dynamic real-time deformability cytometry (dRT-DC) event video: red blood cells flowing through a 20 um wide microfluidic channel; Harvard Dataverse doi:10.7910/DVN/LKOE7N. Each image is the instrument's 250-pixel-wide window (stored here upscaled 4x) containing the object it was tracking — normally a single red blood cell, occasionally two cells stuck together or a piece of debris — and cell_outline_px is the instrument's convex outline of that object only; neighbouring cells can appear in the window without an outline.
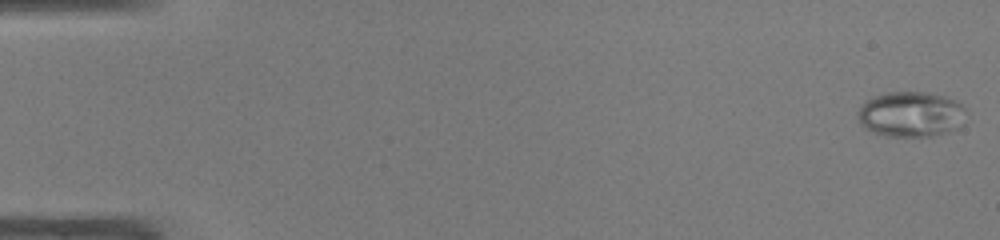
{"species": "common noctule bat (a hibernating species)", "species_latin": "Nyctalus noctula", "temperature_condition": "warm", "stored_images_in_passage": 48, "camera_frame_rate_fps": 3000, "um_per_image_px": 0.085, "animal": {"sex": "male", "body_mass_g": 19.0, "forearm_length_mm": 50.8}, "frame": {"image": 1, "passage_image": 1, "time_ms": 0.0, "image_size_px": [1000, 240], "cell_outline_px": [[968, 112], [956, 128], [928, 136], [888, 136], [876, 132], [860, 124], [856, 116], [856, 112], [868, 100], [876, 96], [888, 92], [928, 92], [952, 100], [960, 104]], "centroid_in_image_um": [77.39, 9.7], "position_along_channel_um": 7.6, "area_um2": 27.92}}
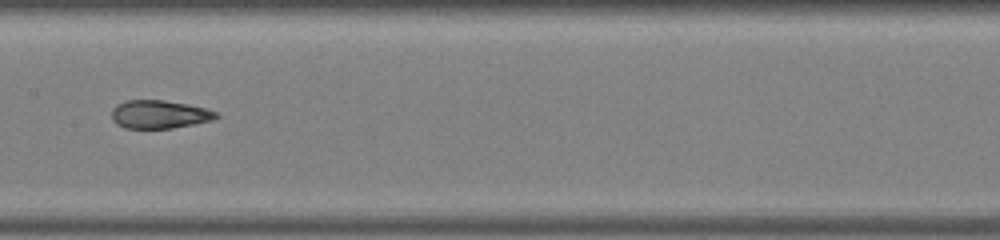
{"frame": {"image": 2, "passage_image": 25, "time_ms": 8.0, "image_size_px": [1000, 240], "cell_outline_px": [[220, 116], [212, 120], [196, 124], [172, 128], [124, 128], [116, 124], [112, 120], [112, 108], [116, 104], [124, 100], [164, 100], [188, 104], [204, 108], [216, 112]], "centroid_in_image_um": [13.52, 9.72], "position_along_channel_um": 193.9, "area_um2": 17.34}}
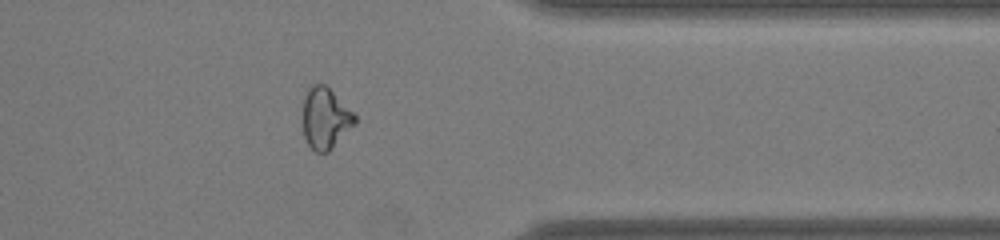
{"frame": {"image": 3, "passage_image": 39, "time_ms": 12.667, "image_size_px": [1000, 240], "cell_outline_px": [[356, 124], [328, 152], [316, 152], [308, 144], [304, 136], [300, 112], [304, 96], [308, 88], [312, 84], [324, 84], [356, 116]], "centroid_in_image_um": [27.6, 10.06], "position_along_channel_um": 383.8, "area_um2": 18.73}, "authors_computed_cell_mechanics": {"area_um2": 20.7791, "velocity_mm_per_s": 4.2582, "shape_relaxation_time_tau1_ms": null, "shape_relaxation_time_tau2_ms": 1.1242, "deformation_change_tau1": null, "deformation_change_tau2": 0.0559}}